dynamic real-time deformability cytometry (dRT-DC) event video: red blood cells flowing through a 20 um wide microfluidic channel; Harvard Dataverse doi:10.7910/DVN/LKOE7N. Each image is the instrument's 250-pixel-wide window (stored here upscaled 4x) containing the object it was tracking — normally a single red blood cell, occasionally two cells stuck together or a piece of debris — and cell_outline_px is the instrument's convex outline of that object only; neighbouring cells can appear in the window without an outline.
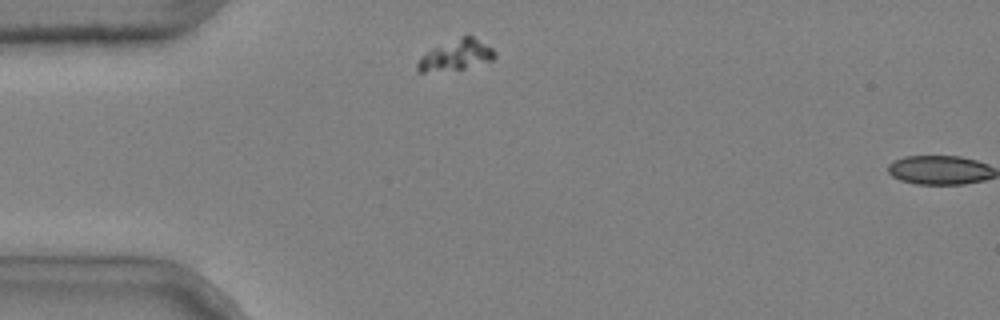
{"species": "common noctule bat (a hibernating species)", "species_latin": "Nyctalus noctula", "temperature_condition": "cold", "stored_images_in_passage": 2, "camera_frame_rate_fps": 3000, "um_per_image_px": 0.085, "animal": {"sex": "male", "body_mass_g": 20.4}, "frame": {"image": 1, "passage_image": 1, "time_ms": 0.0, "image_size_px": [1000, 320], "cell_outline_px": [[496, 56], [492, 60], [464, 68], [424, 72], [416, 72], [416, 64], [432, 48], [464, 36], [472, 36], [492, 48], [496, 52]], "centroid_in_image_um": [38.78, 4.7], "position_along_channel_um": 46.2, "area_um2": 13.24}}